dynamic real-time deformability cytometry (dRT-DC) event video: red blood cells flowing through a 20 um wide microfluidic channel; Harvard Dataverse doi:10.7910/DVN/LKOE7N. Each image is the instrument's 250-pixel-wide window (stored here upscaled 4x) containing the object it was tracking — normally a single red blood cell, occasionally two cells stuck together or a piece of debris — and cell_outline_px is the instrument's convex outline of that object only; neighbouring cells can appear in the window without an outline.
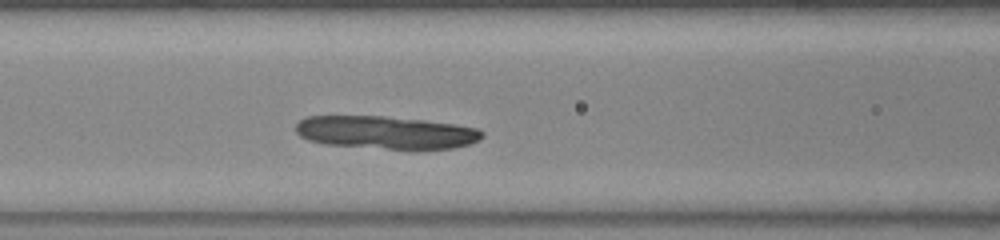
{"species": "common noctule bat (a hibernating species)", "species_latin": "Nyctalus noctula", "temperature_condition": "warm", "stored_images_in_passage": 34, "segment_of_instrument_passage": [2, 3], "camera_frame_rate_fps": 3000, "um_per_image_px": 0.085, "animal": {"sex": "female", "body_mass_g": 23.0, "forearm_length_mm": 53.4}, "frame": {"image": 1, "passage_image": 5, "time_ms": 1.333, "image_size_px": [1000, 240], "cell_outline_px": [[480, 136], [472, 140], [460, 144], [432, 148], [408, 148], [320, 140], [308, 136], [300, 132], [300, 124], [304, 120], [324, 116], [348, 116], [436, 124], [464, 128], [480, 132]], "centroid_in_image_um": [32.76, 11.24], "position_along_channel_um": 133.8, "area_um2": 29.25}}
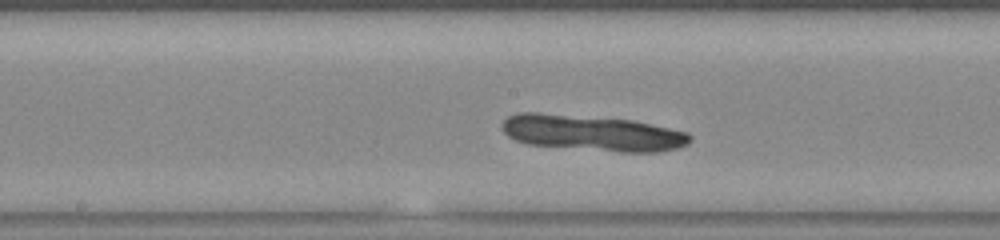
{"frame": {"image": 2, "passage_image": 10, "time_ms": 3.0, "image_size_px": [1000, 240], "cell_outline_px": [[688, 136], [684, 140], [676, 144], [656, 148], [624, 148], [528, 140], [516, 136], [508, 128], [508, 120], [516, 116], [544, 116], [612, 120], [640, 124], [676, 132]], "centroid_in_image_um": [50.35, 11.24], "position_along_channel_um": 197.9, "area_um2": 29.13}}
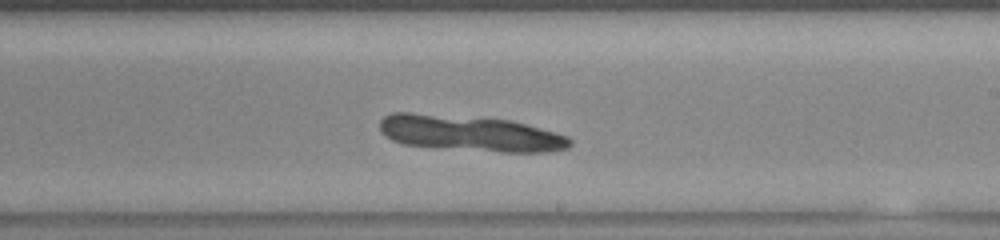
{"frame": {"image": 3, "passage_image": 14, "time_ms": 4.333, "image_size_px": [1000, 240], "cell_outline_px": [[568, 140], [564, 144], [548, 148], [500, 148], [428, 144], [404, 140], [392, 136], [384, 128], [384, 120], [392, 116], [416, 116], [488, 120], [516, 124], [560, 136]], "centroid_in_image_um": [39.87, 11.29], "position_along_channel_um": 249.1, "area_um2": 30.17}}